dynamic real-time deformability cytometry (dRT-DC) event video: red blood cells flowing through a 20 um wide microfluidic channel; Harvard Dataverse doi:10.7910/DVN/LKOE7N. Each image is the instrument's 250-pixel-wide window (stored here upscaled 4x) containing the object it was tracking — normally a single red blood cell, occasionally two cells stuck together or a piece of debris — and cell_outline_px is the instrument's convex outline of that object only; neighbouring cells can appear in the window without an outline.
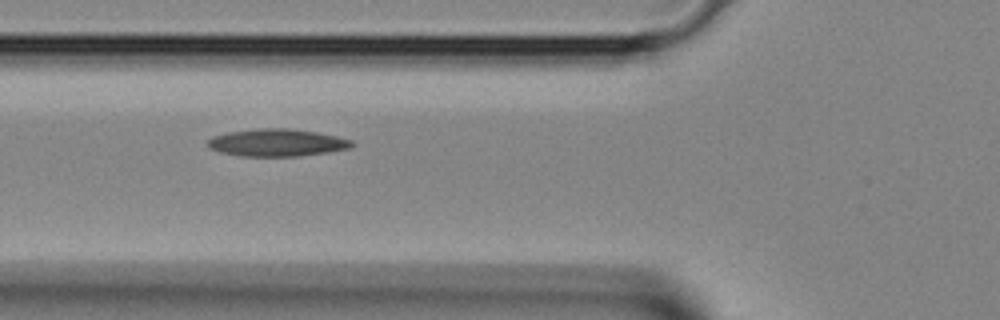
{"species": "Egyptian fruit bat (a non-hibernating species)", "species_latin": "Rousettus aegyptiacus", "temperature_condition": "room temperature", "stored_images_in_passage": 4, "camera_frame_rate_fps": 3000, "um_per_image_px": 0.085, "animal": {"sex": "female"}, "frame": {"image": 1, "passage_image": 3, "time_ms": 0.667, "image_size_px": [1000, 320], "cell_outline_px": [[356, 144], [352, 148], [328, 152], [300, 156], [240, 156], [220, 152], [212, 148], [208, 144], [208, 140], [212, 136], [228, 132], [260, 128], [292, 128], [316, 132], [336, 136], [352, 140]], "centroid_in_image_um": [23.59, 12.12], "position_along_channel_um": 102.2, "area_um2": 23.06}}
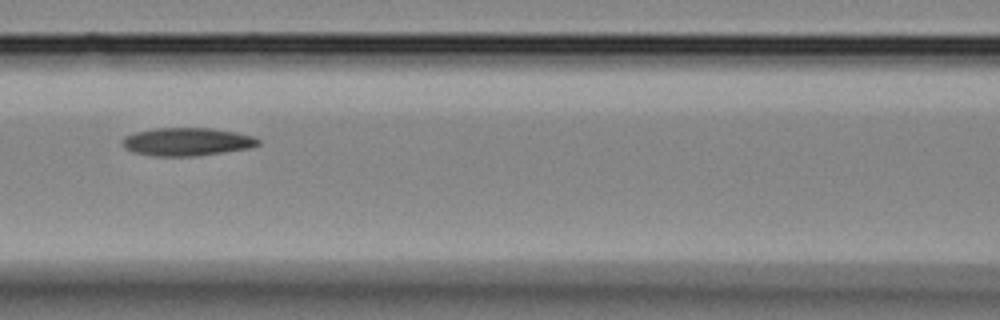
{"frame": {"image": 2, "passage_image": 4, "time_ms": 1.0, "image_size_px": [1000, 320], "cell_outline_px": [[260, 144], [252, 148], [200, 156], [152, 156], [132, 152], [124, 148], [120, 144], [120, 140], [124, 136], [136, 132], [156, 128], [212, 128], [236, 132], [256, 136], [260, 140]], "centroid_in_image_um": [15.9, 12.06], "position_along_channel_um": 150.7, "area_um2": 22.72}}